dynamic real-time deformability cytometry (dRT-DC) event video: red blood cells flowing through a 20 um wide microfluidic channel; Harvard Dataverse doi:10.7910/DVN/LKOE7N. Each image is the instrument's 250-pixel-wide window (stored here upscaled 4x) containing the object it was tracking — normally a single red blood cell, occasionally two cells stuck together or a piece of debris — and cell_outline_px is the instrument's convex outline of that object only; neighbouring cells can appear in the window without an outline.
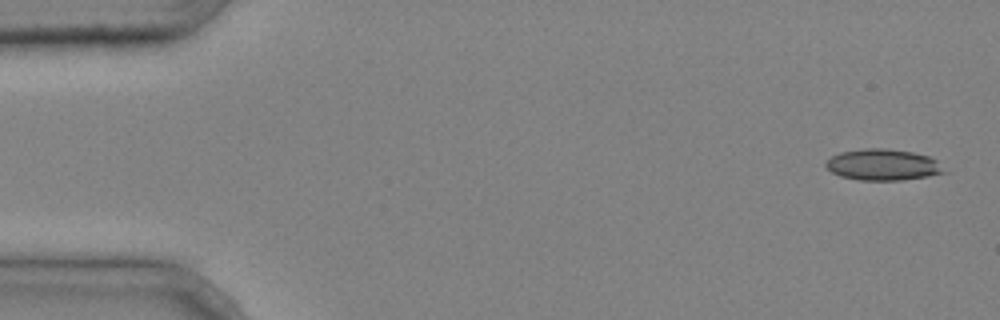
{"species": "common noctule bat (a hibernating species)", "species_latin": "Nyctalus noctula", "temperature_condition": "cold", "stored_images_in_passage": 5, "camera_frame_rate_fps": 3000, "um_per_image_px": 0.085, "animal": {"sex": "male", "body_mass_g": 20.4}, "frame": {"image": 1, "passage_image": 1, "time_ms": 0.0, "image_size_px": [1000, 320], "cell_outline_px": [[948, 172], [928, 176], [900, 180], [860, 180], [840, 176], [832, 172], [824, 164], [832, 156], [840, 152], [864, 148], [884, 148], [912, 152], [928, 156], [936, 160]], "centroid_in_image_um": [75.05, 14.0], "position_along_channel_um": 9.9, "area_um2": 21.44}}
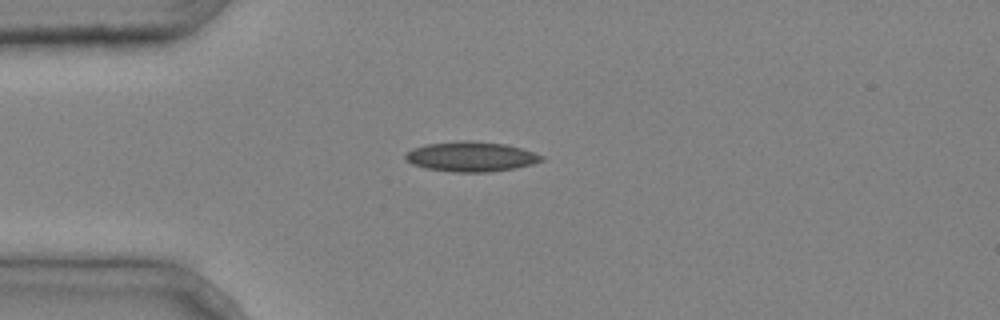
{"frame": {"image": 2, "passage_image": 4, "time_ms": 1.0, "image_size_px": [1000, 320], "cell_outline_px": [[544, 160], [532, 164], [516, 168], [488, 172], [452, 172], [428, 168], [412, 164], [404, 156], [412, 148], [424, 144], [464, 140], [468, 140], [504, 144], [520, 148], [544, 156]], "centroid_in_image_um": [40.04, 13.31], "position_along_channel_um": 45.0, "area_um2": 23.58}}